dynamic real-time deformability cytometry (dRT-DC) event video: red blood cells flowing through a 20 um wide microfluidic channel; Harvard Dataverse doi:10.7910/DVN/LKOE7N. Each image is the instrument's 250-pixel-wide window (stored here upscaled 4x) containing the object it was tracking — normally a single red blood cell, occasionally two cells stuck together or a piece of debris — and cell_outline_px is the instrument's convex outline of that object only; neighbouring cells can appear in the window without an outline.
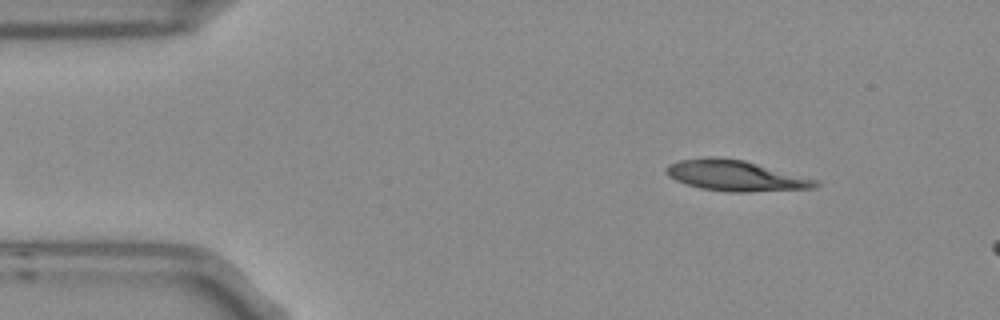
{"species": "Egyptian fruit bat (a non-hibernating species)", "species_latin": "Rousettus aegyptiacus", "temperature_condition": "room temperature", "stored_images_in_passage": 3, "camera_frame_rate_fps": 3000, "um_per_image_px": 0.085, "frame": {"image": 1, "passage_image": 1, "time_ms": 0.0, "image_size_px": [1000, 320], "cell_outline_px": [[820, 184], [812, 188], [748, 192], [732, 192], [700, 188], [676, 180], [668, 176], [664, 172], [664, 168], [668, 164], [680, 160], [704, 156], [720, 156], [744, 160], [820, 180]], "centroid_in_image_um": [62.5, 14.91], "position_along_channel_um": 22.5, "area_um2": 26.93}}